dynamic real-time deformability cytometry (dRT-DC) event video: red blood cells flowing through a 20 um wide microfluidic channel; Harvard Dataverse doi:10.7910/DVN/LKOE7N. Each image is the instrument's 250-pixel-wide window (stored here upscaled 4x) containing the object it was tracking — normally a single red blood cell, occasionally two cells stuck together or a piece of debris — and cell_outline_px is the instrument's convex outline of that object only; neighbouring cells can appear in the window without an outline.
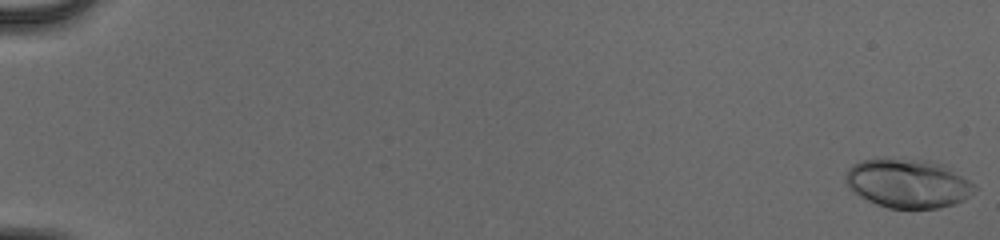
{"species": "human", "species_latin": "Homo sapiens", "temperature_condition": "cold", "stored_images_in_passage": 55, "camera_frame_rate_fps": 3000, "um_per_image_px": 0.085, "donor": {"sex": "male"}, "frame": {"image": 1, "passage_image": 1, "time_ms": 0.0, "image_size_px": [1000, 240], "cell_outline_px": [[976, 188], [964, 200], [956, 204], [940, 208], [888, 208], [876, 204], [860, 196], [848, 188], [844, 176], [848, 168], [852, 164], [864, 160], [884, 156], [928, 160], [944, 164], [976, 184]], "centroid_in_image_um": [77.16, 15.55], "position_along_channel_um": 7.8, "area_um2": 37.51}}
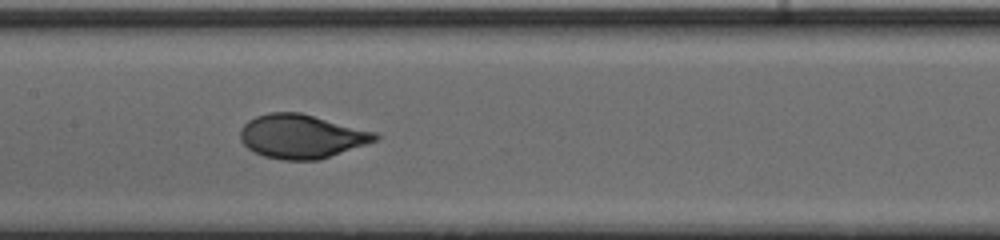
{"frame": {"image": 2, "passage_image": 30, "time_ms": 9.667, "image_size_px": [1000, 240], "cell_outline_px": [[380, 136], [376, 140], [320, 160], [280, 160], [264, 156], [248, 148], [240, 140], [240, 128], [248, 120], [256, 116], [268, 112], [300, 112], [376, 132]], "centroid_in_image_um": [25.6, 11.59], "position_along_channel_um": 181.8, "area_um2": 34.45}}
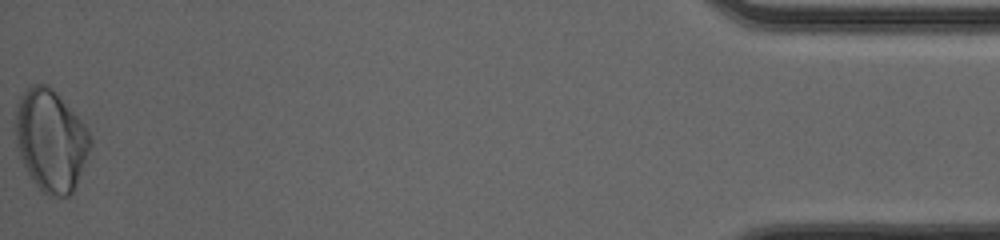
{"frame": {"image": 3, "passage_image": 55, "time_ms": 18.0, "image_size_px": [1000, 240], "cell_outline_px": [[92, 144], [76, 184], [72, 192], [68, 196], [48, 196], [36, 184], [28, 172], [20, 156], [16, 144], [16, 104], [20, 96], [32, 84], [48, 84], [56, 92], [84, 124], [92, 136]], "centroid_in_image_um": [4.32, 11.91], "position_along_channel_um": 430.9, "area_um2": 44.04}, "authors_computed_cell_mechanics": {"area_um2": 34.2176, "velocity_mm_per_s": 3.9816, "shape_relaxation_time_tau1_ms": 4.0928, "shape_relaxation_time_tau2_ms": null, "deformation_change_tau1": 0.1773, "deformation_change_tau2": null}}